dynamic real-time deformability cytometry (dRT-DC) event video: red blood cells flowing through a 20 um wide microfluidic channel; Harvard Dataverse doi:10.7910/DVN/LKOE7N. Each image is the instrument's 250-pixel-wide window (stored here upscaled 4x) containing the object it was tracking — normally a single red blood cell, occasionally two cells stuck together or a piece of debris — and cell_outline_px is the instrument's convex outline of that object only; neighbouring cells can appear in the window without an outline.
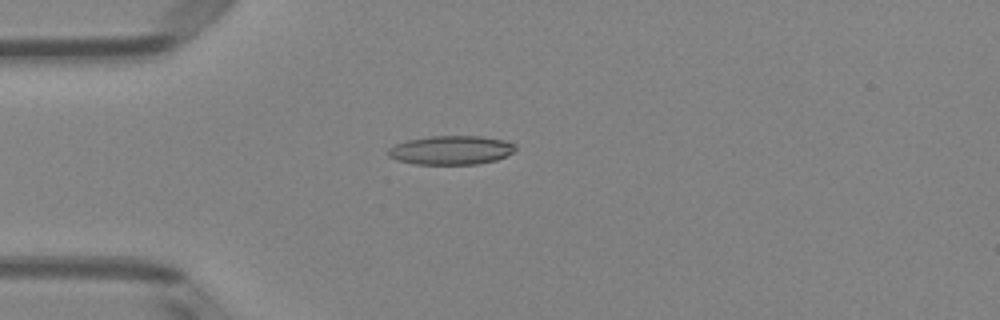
{"species": "Egyptian fruit bat (a non-hibernating species)", "species_latin": "Rousettus aegyptiacus", "temperature_condition": "room temperature", "stored_images_in_passage": 39, "camera_frame_rate_fps": 3000, "um_per_image_px": 0.085, "animal": {"sex": "female"}, "frame": {"image": 1, "passage_image": 2, "time_ms": 0.333, "image_size_px": [1000, 320], "cell_outline_px": [[516, 152], [496, 160], [476, 164], [416, 164], [396, 160], [388, 156], [388, 148], [396, 144], [408, 140], [428, 136], [480, 136], [504, 140], [516, 144]], "centroid_in_image_um": [38.37, 12.76], "position_along_channel_um": 46.6, "area_um2": 21.56}}
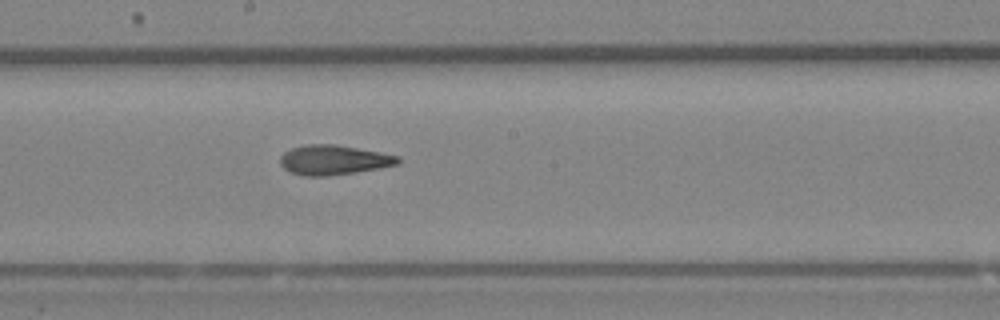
{"frame": {"image": 2, "passage_image": 16, "time_ms": 5.0, "image_size_px": [1000, 320], "cell_outline_px": [[400, 164], [380, 168], [356, 172], [328, 176], [304, 176], [292, 172], [284, 168], [280, 164], [280, 156], [284, 152], [292, 148], [304, 144], [336, 144], [380, 152], [400, 156]], "centroid_in_image_um": [28.38, 13.59], "position_along_channel_um": 219.8, "area_um2": 20.52}}
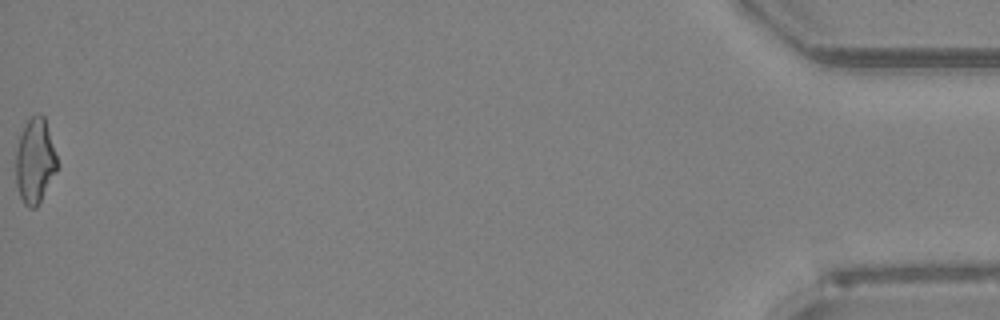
{"frame": {"image": 3, "passage_image": 39, "time_ms": 12.667, "image_size_px": [1000, 320], "cell_outline_px": [[60, 164], [56, 172], [36, 208], [28, 208], [24, 204], [20, 196], [16, 184], [16, 148], [20, 136], [28, 120], [36, 112], [44, 116]], "centroid_in_image_um": [2.99, 13.69], "position_along_channel_um": 432.2, "area_um2": 20.58}, "authors_computed_cell_mechanics": {"area_um2": 20.2878, "velocity_mm_per_s": 4.0679, "shape_relaxation_time_tau1_ms": 4.3615, "shape_relaxation_time_tau2_ms": 2.4156, "deformation_change_tau1": 0.167, "deformation_change_tau2": 0.1277}}